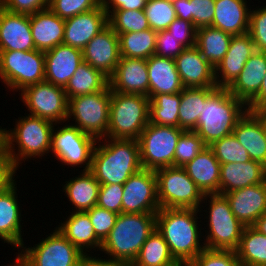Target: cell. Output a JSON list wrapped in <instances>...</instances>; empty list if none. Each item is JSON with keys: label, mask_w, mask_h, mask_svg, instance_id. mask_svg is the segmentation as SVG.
I'll return each mask as SVG.
<instances>
[{"label": "cell", "mask_w": 266, "mask_h": 266, "mask_svg": "<svg viewBox=\"0 0 266 266\" xmlns=\"http://www.w3.org/2000/svg\"><path fill=\"white\" fill-rule=\"evenodd\" d=\"M201 212L197 209L160 208L156 213V230L179 264L188 265L205 249L201 230L206 228L199 227L203 217Z\"/></svg>", "instance_id": "cell-1"}, {"label": "cell", "mask_w": 266, "mask_h": 266, "mask_svg": "<svg viewBox=\"0 0 266 266\" xmlns=\"http://www.w3.org/2000/svg\"><path fill=\"white\" fill-rule=\"evenodd\" d=\"M142 169L138 140L106 137L97 141L90 171L100 185H123Z\"/></svg>", "instance_id": "cell-2"}, {"label": "cell", "mask_w": 266, "mask_h": 266, "mask_svg": "<svg viewBox=\"0 0 266 266\" xmlns=\"http://www.w3.org/2000/svg\"><path fill=\"white\" fill-rule=\"evenodd\" d=\"M15 120L14 128L4 130V154L17 172L21 163L50 153L55 123L30 114Z\"/></svg>", "instance_id": "cell-3"}, {"label": "cell", "mask_w": 266, "mask_h": 266, "mask_svg": "<svg viewBox=\"0 0 266 266\" xmlns=\"http://www.w3.org/2000/svg\"><path fill=\"white\" fill-rule=\"evenodd\" d=\"M155 229L156 213H120L102 242L100 254L104 252L111 261L130 266Z\"/></svg>", "instance_id": "cell-4"}, {"label": "cell", "mask_w": 266, "mask_h": 266, "mask_svg": "<svg viewBox=\"0 0 266 266\" xmlns=\"http://www.w3.org/2000/svg\"><path fill=\"white\" fill-rule=\"evenodd\" d=\"M248 110L247 105L227 89L218 88L206 101L194 130L209 146L233 133L238 120Z\"/></svg>", "instance_id": "cell-5"}, {"label": "cell", "mask_w": 266, "mask_h": 266, "mask_svg": "<svg viewBox=\"0 0 266 266\" xmlns=\"http://www.w3.org/2000/svg\"><path fill=\"white\" fill-rule=\"evenodd\" d=\"M203 203L206 205L203 206ZM199 210L208 215L204 217L207 219L204 222H208L205 226L208 231L203 233L205 248L236 250L245 226L233 214L226 197L218 193L205 194Z\"/></svg>", "instance_id": "cell-6"}, {"label": "cell", "mask_w": 266, "mask_h": 266, "mask_svg": "<svg viewBox=\"0 0 266 266\" xmlns=\"http://www.w3.org/2000/svg\"><path fill=\"white\" fill-rule=\"evenodd\" d=\"M150 98L142 94L111 91L106 137L138 140L149 123Z\"/></svg>", "instance_id": "cell-7"}, {"label": "cell", "mask_w": 266, "mask_h": 266, "mask_svg": "<svg viewBox=\"0 0 266 266\" xmlns=\"http://www.w3.org/2000/svg\"><path fill=\"white\" fill-rule=\"evenodd\" d=\"M110 101L109 84L102 91L70 98L67 121L97 140L106 138Z\"/></svg>", "instance_id": "cell-8"}, {"label": "cell", "mask_w": 266, "mask_h": 266, "mask_svg": "<svg viewBox=\"0 0 266 266\" xmlns=\"http://www.w3.org/2000/svg\"><path fill=\"white\" fill-rule=\"evenodd\" d=\"M0 80L12 92L45 81V53L36 49L0 51Z\"/></svg>", "instance_id": "cell-9"}, {"label": "cell", "mask_w": 266, "mask_h": 266, "mask_svg": "<svg viewBox=\"0 0 266 266\" xmlns=\"http://www.w3.org/2000/svg\"><path fill=\"white\" fill-rule=\"evenodd\" d=\"M160 208L200 209L204 193L182 167L155 170Z\"/></svg>", "instance_id": "cell-10"}, {"label": "cell", "mask_w": 266, "mask_h": 266, "mask_svg": "<svg viewBox=\"0 0 266 266\" xmlns=\"http://www.w3.org/2000/svg\"><path fill=\"white\" fill-rule=\"evenodd\" d=\"M56 128L55 124L52 130V141L50 153L56 157L55 159L63 166L67 165L77 168H83V171H89L92 164L93 151L97 143V139L89 134L84 133L74 125L67 124ZM56 129V130H55ZM83 165V167H82Z\"/></svg>", "instance_id": "cell-11"}, {"label": "cell", "mask_w": 266, "mask_h": 266, "mask_svg": "<svg viewBox=\"0 0 266 266\" xmlns=\"http://www.w3.org/2000/svg\"><path fill=\"white\" fill-rule=\"evenodd\" d=\"M184 131L179 127L161 126L149 122L138 138L143 169L155 171L174 166L175 148Z\"/></svg>", "instance_id": "cell-12"}, {"label": "cell", "mask_w": 266, "mask_h": 266, "mask_svg": "<svg viewBox=\"0 0 266 266\" xmlns=\"http://www.w3.org/2000/svg\"><path fill=\"white\" fill-rule=\"evenodd\" d=\"M20 92L21 102L30 115L58 125L67 121L69 100L64 88L43 81L30 85Z\"/></svg>", "instance_id": "cell-13"}, {"label": "cell", "mask_w": 266, "mask_h": 266, "mask_svg": "<svg viewBox=\"0 0 266 266\" xmlns=\"http://www.w3.org/2000/svg\"><path fill=\"white\" fill-rule=\"evenodd\" d=\"M47 237L29 247H20L25 253L28 266H78L84 255L56 227Z\"/></svg>", "instance_id": "cell-14"}, {"label": "cell", "mask_w": 266, "mask_h": 266, "mask_svg": "<svg viewBox=\"0 0 266 266\" xmlns=\"http://www.w3.org/2000/svg\"><path fill=\"white\" fill-rule=\"evenodd\" d=\"M122 213H157V177L154 170L142 169L123 184Z\"/></svg>", "instance_id": "cell-15"}, {"label": "cell", "mask_w": 266, "mask_h": 266, "mask_svg": "<svg viewBox=\"0 0 266 266\" xmlns=\"http://www.w3.org/2000/svg\"><path fill=\"white\" fill-rule=\"evenodd\" d=\"M83 61L108 78L114 73L121 55L118 34L107 25L82 50Z\"/></svg>", "instance_id": "cell-16"}, {"label": "cell", "mask_w": 266, "mask_h": 266, "mask_svg": "<svg viewBox=\"0 0 266 266\" xmlns=\"http://www.w3.org/2000/svg\"><path fill=\"white\" fill-rule=\"evenodd\" d=\"M17 177L0 191V238L13 248H20L22 238V209L18 201Z\"/></svg>", "instance_id": "cell-17"}, {"label": "cell", "mask_w": 266, "mask_h": 266, "mask_svg": "<svg viewBox=\"0 0 266 266\" xmlns=\"http://www.w3.org/2000/svg\"><path fill=\"white\" fill-rule=\"evenodd\" d=\"M255 51V45L248 33L232 36L227 53L214 68L217 87L227 89Z\"/></svg>", "instance_id": "cell-18"}, {"label": "cell", "mask_w": 266, "mask_h": 266, "mask_svg": "<svg viewBox=\"0 0 266 266\" xmlns=\"http://www.w3.org/2000/svg\"><path fill=\"white\" fill-rule=\"evenodd\" d=\"M108 25V15L100 4L97 8L65 19L63 44L83 50Z\"/></svg>", "instance_id": "cell-19"}, {"label": "cell", "mask_w": 266, "mask_h": 266, "mask_svg": "<svg viewBox=\"0 0 266 266\" xmlns=\"http://www.w3.org/2000/svg\"><path fill=\"white\" fill-rule=\"evenodd\" d=\"M111 91L149 97V74L145 59L121 57L109 77Z\"/></svg>", "instance_id": "cell-20"}, {"label": "cell", "mask_w": 266, "mask_h": 266, "mask_svg": "<svg viewBox=\"0 0 266 266\" xmlns=\"http://www.w3.org/2000/svg\"><path fill=\"white\" fill-rule=\"evenodd\" d=\"M35 50L30 15L7 11L0 6V51Z\"/></svg>", "instance_id": "cell-21"}, {"label": "cell", "mask_w": 266, "mask_h": 266, "mask_svg": "<svg viewBox=\"0 0 266 266\" xmlns=\"http://www.w3.org/2000/svg\"><path fill=\"white\" fill-rule=\"evenodd\" d=\"M235 217L252 226L266 212V181L223 194Z\"/></svg>", "instance_id": "cell-22"}, {"label": "cell", "mask_w": 266, "mask_h": 266, "mask_svg": "<svg viewBox=\"0 0 266 266\" xmlns=\"http://www.w3.org/2000/svg\"><path fill=\"white\" fill-rule=\"evenodd\" d=\"M45 81L65 88L77 68L84 62L83 52L69 45L59 44L45 51Z\"/></svg>", "instance_id": "cell-23"}, {"label": "cell", "mask_w": 266, "mask_h": 266, "mask_svg": "<svg viewBox=\"0 0 266 266\" xmlns=\"http://www.w3.org/2000/svg\"><path fill=\"white\" fill-rule=\"evenodd\" d=\"M175 63L184 88L217 87L213 66L196 46L185 48Z\"/></svg>", "instance_id": "cell-24"}, {"label": "cell", "mask_w": 266, "mask_h": 266, "mask_svg": "<svg viewBox=\"0 0 266 266\" xmlns=\"http://www.w3.org/2000/svg\"><path fill=\"white\" fill-rule=\"evenodd\" d=\"M233 134L246 149L250 159L266 167L264 119L257 112L247 110L238 120Z\"/></svg>", "instance_id": "cell-25"}, {"label": "cell", "mask_w": 266, "mask_h": 266, "mask_svg": "<svg viewBox=\"0 0 266 266\" xmlns=\"http://www.w3.org/2000/svg\"><path fill=\"white\" fill-rule=\"evenodd\" d=\"M265 74L266 52L255 51L227 90L247 105L259 93Z\"/></svg>", "instance_id": "cell-26"}, {"label": "cell", "mask_w": 266, "mask_h": 266, "mask_svg": "<svg viewBox=\"0 0 266 266\" xmlns=\"http://www.w3.org/2000/svg\"><path fill=\"white\" fill-rule=\"evenodd\" d=\"M266 181V167L250 160L245 163L220 165V194L256 185Z\"/></svg>", "instance_id": "cell-27"}, {"label": "cell", "mask_w": 266, "mask_h": 266, "mask_svg": "<svg viewBox=\"0 0 266 266\" xmlns=\"http://www.w3.org/2000/svg\"><path fill=\"white\" fill-rule=\"evenodd\" d=\"M149 74V98L157 94L179 93L184 89L175 59L152 55L146 60Z\"/></svg>", "instance_id": "cell-28"}, {"label": "cell", "mask_w": 266, "mask_h": 266, "mask_svg": "<svg viewBox=\"0 0 266 266\" xmlns=\"http://www.w3.org/2000/svg\"><path fill=\"white\" fill-rule=\"evenodd\" d=\"M220 165L207 146L182 168L204 194H220Z\"/></svg>", "instance_id": "cell-29"}, {"label": "cell", "mask_w": 266, "mask_h": 266, "mask_svg": "<svg viewBox=\"0 0 266 266\" xmlns=\"http://www.w3.org/2000/svg\"><path fill=\"white\" fill-rule=\"evenodd\" d=\"M30 26L36 50L45 52L63 44L65 20L49 8L30 15Z\"/></svg>", "instance_id": "cell-30"}, {"label": "cell", "mask_w": 266, "mask_h": 266, "mask_svg": "<svg viewBox=\"0 0 266 266\" xmlns=\"http://www.w3.org/2000/svg\"><path fill=\"white\" fill-rule=\"evenodd\" d=\"M251 0H215L212 27L232 36L248 33Z\"/></svg>", "instance_id": "cell-31"}, {"label": "cell", "mask_w": 266, "mask_h": 266, "mask_svg": "<svg viewBox=\"0 0 266 266\" xmlns=\"http://www.w3.org/2000/svg\"><path fill=\"white\" fill-rule=\"evenodd\" d=\"M66 217L63 223L61 221V224L59 223L56 227L57 230L83 254H92L95 250L100 251L102 242L96 237L87 212H70L69 216L66 215Z\"/></svg>", "instance_id": "cell-32"}, {"label": "cell", "mask_w": 266, "mask_h": 266, "mask_svg": "<svg viewBox=\"0 0 266 266\" xmlns=\"http://www.w3.org/2000/svg\"><path fill=\"white\" fill-rule=\"evenodd\" d=\"M80 175L70 178L62 186L64 196L72 204V212H86L97 206L100 183L95 179L94 174L89 171H79Z\"/></svg>", "instance_id": "cell-33"}, {"label": "cell", "mask_w": 266, "mask_h": 266, "mask_svg": "<svg viewBox=\"0 0 266 266\" xmlns=\"http://www.w3.org/2000/svg\"><path fill=\"white\" fill-rule=\"evenodd\" d=\"M218 87L184 88L179 107V128L194 131L207 99Z\"/></svg>", "instance_id": "cell-34"}, {"label": "cell", "mask_w": 266, "mask_h": 266, "mask_svg": "<svg viewBox=\"0 0 266 266\" xmlns=\"http://www.w3.org/2000/svg\"><path fill=\"white\" fill-rule=\"evenodd\" d=\"M232 35L218 28L207 26L197 29L195 46L201 55L213 68L224 58L227 53Z\"/></svg>", "instance_id": "cell-35"}, {"label": "cell", "mask_w": 266, "mask_h": 266, "mask_svg": "<svg viewBox=\"0 0 266 266\" xmlns=\"http://www.w3.org/2000/svg\"><path fill=\"white\" fill-rule=\"evenodd\" d=\"M109 84V78L100 70L83 62L64 88L68 100L75 96L102 91Z\"/></svg>", "instance_id": "cell-36"}, {"label": "cell", "mask_w": 266, "mask_h": 266, "mask_svg": "<svg viewBox=\"0 0 266 266\" xmlns=\"http://www.w3.org/2000/svg\"><path fill=\"white\" fill-rule=\"evenodd\" d=\"M163 236L155 231L142 245L137 258L130 266H177Z\"/></svg>", "instance_id": "cell-37"}, {"label": "cell", "mask_w": 266, "mask_h": 266, "mask_svg": "<svg viewBox=\"0 0 266 266\" xmlns=\"http://www.w3.org/2000/svg\"><path fill=\"white\" fill-rule=\"evenodd\" d=\"M235 251L241 266H266V235L245 226Z\"/></svg>", "instance_id": "cell-38"}, {"label": "cell", "mask_w": 266, "mask_h": 266, "mask_svg": "<svg viewBox=\"0 0 266 266\" xmlns=\"http://www.w3.org/2000/svg\"><path fill=\"white\" fill-rule=\"evenodd\" d=\"M157 32L150 29L118 34L121 57L147 60L154 55Z\"/></svg>", "instance_id": "cell-39"}, {"label": "cell", "mask_w": 266, "mask_h": 266, "mask_svg": "<svg viewBox=\"0 0 266 266\" xmlns=\"http://www.w3.org/2000/svg\"><path fill=\"white\" fill-rule=\"evenodd\" d=\"M181 92L157 94L149 102V122L161 126L179 127Z\"/></svg>", "instance_id": "cell-40"}, {"label": "cell", "mask_w": 266, "mask_h": 266, "mask_svg": "<svg viewBox=\"0 0 266 266\" xmlns=\"http://www.w3.org/2000/svg\"><path fill=\"white\" fill-rule=\"evenodd\" d=\"M108 25L117 34L150 29L144 10H114L108 15Z\"/></svg>", "instance_id": "cell-41"}, {"label": "cell", "mask_w": 266, "mask_h": 266, "mask_svg": "<svg viewBox=\"0 0 266 266\" xmlns=\"http://www.w3.org/2000/svg\"><path fill=\"white\" fill-rule=\"evenodd\" d=\"M209 147L220 164L245 163L251 160L248 152L238 142L233 133L214 141Z\"/></svg>", "instance_id": "cell-42"}, {"label": "cell", "mask_w": 266, "mask_h": 266, "mask_svg": "<svg viewBox=\"0 0 266 266\" xmlns=\"http://www.w3.org/2000/svg\"><path fill=\"white\" fill-rule=\"evenodd\" d=\"M143 10L150 28L156 32L166 30L177 18L171 0H147Z\"/></svg>", "instance_id": "cell-43"}, {"label": "cell", "mask_w": 266, "mask_h": 266, "mask_svg": "<svg viewBox=\"0 0 266 266\" xmlns=\"http://www.w3.org/2000/svg\"><path fill=\"white\" fill-rule=\"evenodd\" d=\"M207 145L195 132L185 130L179 137L174 155V167H183L192 161Z\"/></svg>", "instance_id": "cell-44"}, {"label": "cell", "mask_w": 266, "mask_h": 266, "mask_svg": "<svg viewBox=\"0 0 266 266\" xmlns=\"http://www.w3.org/2000/svg\"><path fill=\"white\" fill-rule=\"evenodd\" d=\"M188 266H241L235 250L205 248Z\"/></svg>", "instance_id": "cell-45"}, {"label": "cell", "mask_w": 266, "mask_h": 266, "mask_svg": "<svg viewBox=\"0 0 266 266\" xmlns=\"http://www.w3.org/2000/svg\"><path fill=\"white\" fill-rule=\"evenodd\" d=\"M101 0H49L48 8L61 19H68L97 8Z\"/></svg>", "instance_id": "cell-46"}, {"label": "cell", "mask_w": 266, "mask_h": 266, "mask_svg": "<svg viewBox=\"0 0 266 266\" xmlns=\"http://www.w3.org/2000/svg\"><path fill=\"white\" fill-rule=\"evenodd\" d=\"M248 34L256 51L266 52V5L250 8Z\"/></svg>", "instance_id": "cell-47"}, {"label": "cell", "mask_w": 266, "mask_h": 266, "mask_svg": "<svg viewBox=\"0 0 266 266\" xmlns=\"http://www.w3.org/2000/svg\"><path fill=\"white\" fill-rule=\"evenodd\" d=\"M86 212L94 227L96 237L103 242L114 227L118 214L98 206H94Z\"/></svg>", "instance_id": "cell-48"}, {"label": "cell", "mask_w": 266, "mask_h": 266, "mask_svg": "<svg viewBox=\"0 0 266 266\" xmlns=\"http://www.w3.org/2000/svg\"><path fill=\"white\" fill-rule=\"evenodd\" d=\"M215 14V0H190L189 21L195 27L211 26Z\"/></svg>", "instance_id": "cell-49"}, {"label": "cell", "mask_w": 266, "mask_h": 266, "mask_svg": "<svg viewBox=\"0 0 266 266\" xmlns=\"http://www.w3.org/2000/svg\"><path fill=\"white\" fill-rule=\"evenodd\" d=\"M123 185H100L97 206L116 214L122 213Z\"/></svg>", "instance_id": "cell-50"}, {"label": "cell", "mask_w": 266, "mask_h": 266, "mask_svg": "<svg viewBox=\"0 0 266 266\" xmlns=\"http://www.w3.org/2000/svg\"><path fill=\"white\" fill-rule=\"evenodd\" d=\"M166 30L185 48L195 46L197 28L192 22L176 18Z\"/></svg>", "instance_id": "cell-51"}, {"label": "cell", "mask_w": 266, "mask_h": 266, "mask_svg": "<svg viewBox=\"0 0 266 266\" xmlns=\"http://www.w3.org/2000/svg\"><path fill=\"white\" fill-rule=\"evenodd\" d=\"M184 49L185 47L178 42V39L170 35L167 30L157 31L154 55L175 59Z\"/></svg>", "instance_id": "cell-52"}, {"label": "cell", "mask_w": 266, "mask_h": 266, "mask_svg": "<svg viewBox=\"0 0 266 266\" xmlns=\"http://www.w3.org/2000/svg\"><path fill=\"white\" fill-rule=\"evenodd\" d=\"M0 6L13 13L32 15L47 9L49 0H0Z\"/></svg>", "instance_id": "cell-53"}, {"label": "cell", "mask_w": 266, "mask_h": 266, "mask_svg": "<svg viewBox=\"0 0 266 266\" xmlns=\"http://www.w3.org/2000/svg\"><path fill=\"white\" fill-rule=\"evenodd\" d=\"M147 0H101L102 8L109 15L114 10H143Z\"/></svg>", "instance_id": "cell-54"}, {"label": "cell", "mask_w": 266, "mask_h": 266, "mask_svg": "<svg viewBox=\"0 0 266 266\" xmlns=\"http://www.w3.org/2000/svg\"><path fill=\"white\" fill-rule=\"evenodd\" d=\"M16 174L6 156L0 155V191L15 178Z\"/></svg>", "instance_id": "cell-55"}, {"label": "cell", "mask_w": 266, "mask_h": 266, "mask_svg": "<svg viewBox=\"0 0 266 266\" xmlns=\"http://www.w3.org/2000/svg\"><path fill=\"white\" fill-rule=\"evenodd\" d=\"M249 111H266V74L260 87L259 93L247 104Z\"/></svg>", "instance_id": "cell-56"}, {"label": "cell", "mask_w": 266, "mask_h": 266, "mask_svg": "<svg viewBox=\"0 0 266 266\" xmlns=\"http://www.w3.org/2000/svg\"><path fill=\"white\" fill-rule=\"evenodd\" d=\"M93 254H84L80 259L78 266H124L120 263L111 261L110 259L102 258L98 256H92Z\"/></svg>", "instance_id": "cell-57"}, {"label": "cell", "mask_w": 266, "mask_h": 266, "mask_svg": "<svg viewBox=\"0 0 266 266\" xmlns=\"http://www.w3.org/2000/svg\"><path fill=\"white\" fill-rule=\"evenodd\" d=\"M172 5L177 18L189 21L190 0H173Z\"/></svg>", "instance_id": "cell-58"}, {"label": "cell", "mask_w": 266, "mask_h": 266, "mask_svg": "<svg viewBox=\"0 0 266 266\" xmlns=\"http://www.w3.org/2000/svg\"><path fill=\"white\" fill-rule=\"evenodd\" d=\"M17 249H18V253H16L17 256L14 258V261L4 266H28V261L26 259L25 253L21 250V248H17Z\"/></svg>", "instance_id": "cell-59"}, {"label": "cell", "mask_w": 266, "mask_h": 266, "mask_svg": "<svg viewBox=\"0 0 266 266\" xmlns=\"http://www.w3.org/2000/svg\"><path fill=\"white\" fill-rule=\"evenodd\" d=\"M252 227L259 233L266 235V212L255 221Z\"/></svg>", "instance_id": "cell-60"}, {"label": "cell", "mask_w": 266, "mask_h": 266, "mask_svg": "<svg viewBox=\"0 0 266 266\" xmlns=\"http://www.w3.org/2000/svg\"><path fill=\"white\" fill-rule=\"evenodd\" d=\"M5 128L0 126V155H5L4 154V137H5V133H4Z\"/></svg>", "instance_id": "cell-61"}, {"label": "cell", "mask_w": 266, "mask_h": 266, "mask_svg": "<svg viewBox=\"0 0 266 266\" xmlns=\"http://www.w3.org/2000/svg\"><path fill=\"white\" fill-rule=\"evenodd\" d=\"M257 113L264 119V132L266 139V111H258Z\"/></svg>", "instance_id": "cell-62"}, {"label": "cell", "mask_w": 266, "mask_h": 266, "mask_svg": "<svg viewBox=\"0 0 266 266\" xmlns=\"http://www.w3.org/2000/svg\"><path fill=\"white\" fill-rule=\"evenodd\" d=\"M177 266H188V265H185V264H178Z\"/></svg>", "instance_id": "cell-63"}]
</instances>
